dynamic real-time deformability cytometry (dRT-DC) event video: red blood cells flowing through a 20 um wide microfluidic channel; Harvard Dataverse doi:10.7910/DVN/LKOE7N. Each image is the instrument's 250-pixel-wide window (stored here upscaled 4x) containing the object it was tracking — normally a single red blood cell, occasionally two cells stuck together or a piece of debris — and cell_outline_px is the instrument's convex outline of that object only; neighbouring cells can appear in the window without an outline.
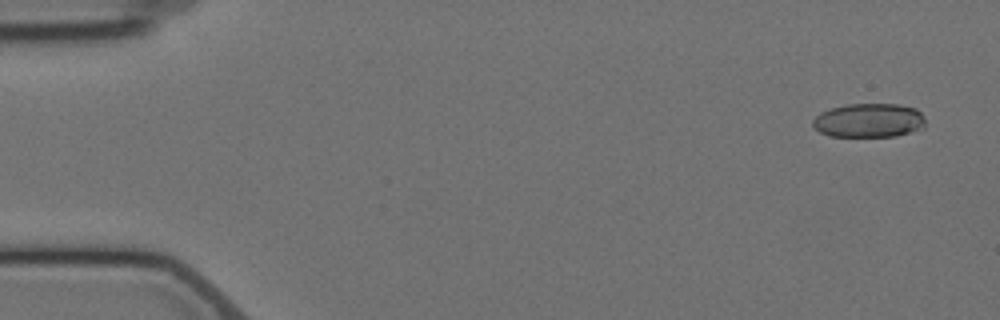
{"species": "Egyptian fruit bat (a non-hibernating species)", "species_latin": "Rousettus aegyptiacus", "temperature_condition": "cold", "stored_images_in_passage": 4, "camera_frame_rate_fps": 3000, "um_per_image_px": 0.085, "animal": {"sex": "female"}, "frame": {"image": 1, "passage_image": 1, "time_ms": 0.0, "image_size_px": [1000, 320], "cell_outline_px": [[924, 128], [896, 136], [832, 136], [820, 132], [812, 124], [812, 120], [820, 112], [832, 108], [848, 104], [900, 104], [916, 108], [924, 116]], "centroid_in_image_um": [73.88, 10.23], "position_along_channel_um": 11.1, "area_um2": 22.31}}
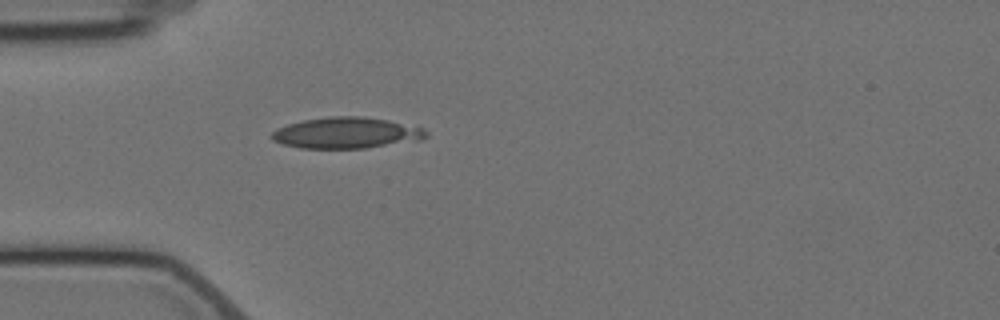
{"frame": {"image": 2, "passage_image": 4, "time_ms": 4.667, "image_size_px": [1000, 320], "cell_outline_px": [[428, 136], [420, 140], [364, 148], [300, 148], [284, 144], [272, 140], [272, 132], [276, 128], [288, 124], [304, 120], [328, 116], [364, 116], [388, 120], [424, 128], [428, 132]], "centroid_in_image_um": [29.46, 11.29], "position_along_channel_um": 55.5, "area_um2": 27.98}}